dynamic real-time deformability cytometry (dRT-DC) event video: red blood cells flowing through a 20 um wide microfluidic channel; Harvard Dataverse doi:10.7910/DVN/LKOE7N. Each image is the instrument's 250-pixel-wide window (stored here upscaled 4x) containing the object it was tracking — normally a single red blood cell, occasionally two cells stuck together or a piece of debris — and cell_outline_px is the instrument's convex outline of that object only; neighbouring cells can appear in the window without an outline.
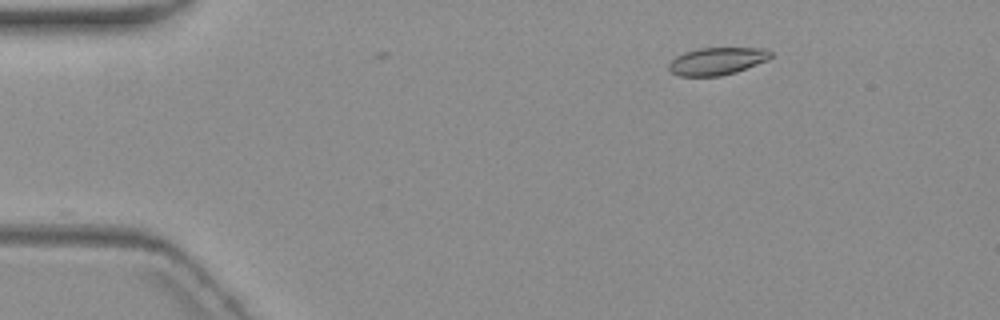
{"species": "common noctule bat (a hibernating species)", "species_latin": "Nyctalus noctula", "temperature_condition": "warm", "stored_images_in_passage": 3, "camera_frame_rate_fps": 3000, "um_per_image_px": 0.085, "animal": {"sex": "female", "body_mass_g": 19.3, "forearm_length_mm": 54.1}, "frame": {"image": 1, "passage_image": 3, "time_ms": 2.667, "image_size_px": [1000, 320], "cell_outline_px": [[772, 56], [768, 60], [736, 72], [720, 76], [680, 76], [672, 72], [668, 68], [668, 64], [676, 56], [684, 52], [700, 48], [764, 48], [772, 52]], "centroid_in_image_um": [60.96, 5.19], "position_along_channel_um": 24.0, "area_um2": 16.3}}